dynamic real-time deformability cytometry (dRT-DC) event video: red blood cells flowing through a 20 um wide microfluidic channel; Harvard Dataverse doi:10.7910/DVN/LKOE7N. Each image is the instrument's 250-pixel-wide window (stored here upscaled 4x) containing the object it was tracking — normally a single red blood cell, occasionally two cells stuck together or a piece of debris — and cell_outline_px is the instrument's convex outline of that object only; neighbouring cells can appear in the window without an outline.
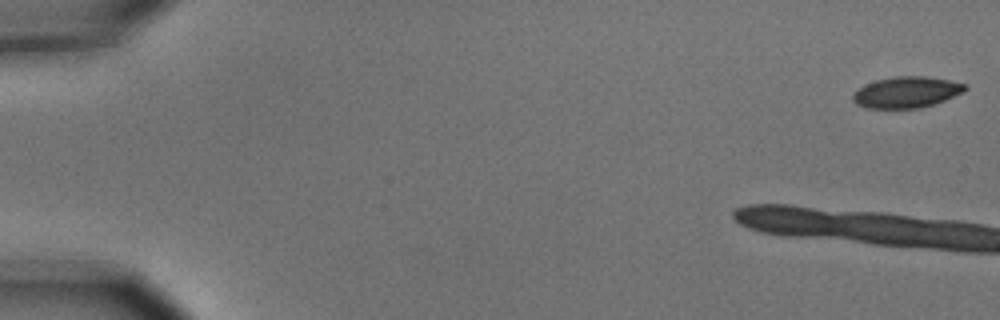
{"species": "common noctule bat (a hibernating species)", "species_latin": "Nyctalus noctula", "temperature_condition": "cold", "stored_images_in_passage": 11, "camera_frame_rate_fps": 3000, "um_per_image_px": 0.085, "animal": {"sex": "male", "body_mass_g": 15.6}, "frame": {"image": 1, "passage_image": 1, "time_ms": 0.0, "image_size_px": [1000, 320], "cell_outline_px": [[968, 88], [964, 92], [944, 100], [920, 108], [868, 108], [856, 104], [852, 100], [852, 96], [864, 84], [876, 80], [896, 76], [924, 76], [948, 80], [968, 84]], "centroid_in_image_um": [77.07, 7.83], "position_along_channel_um": 7.9, "area_um2": 20.29}}
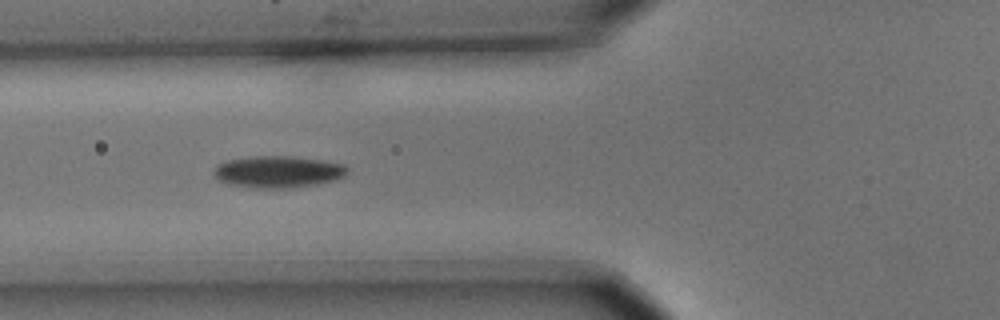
{"frame": {"image": 2, "passage_image": 8, "time_ms": 2.333, "image_size_px": [1000, 320], "cell_outline_px": [[348, 172], [344, 176], [320, 184], [288, 188], [252, 188], [228, 184], [216, 180], [212, 172], [216, 164], [228, 160], [248, 156], [288, 156], [320, 160], [344, 164], [348, 168]], "centroid_in_image_um": [23.57, 14.61], "position_along_channel_um": 102.2, "area_um2": 25.03}}
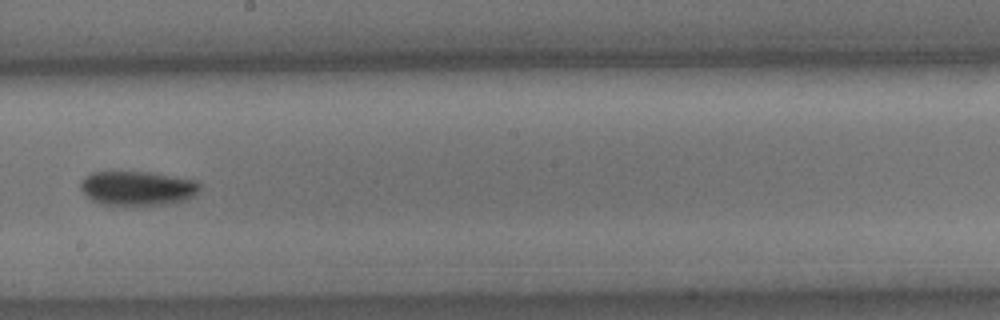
{"frame": {"image": 3, "passage_image": 11, "time_ms": 3.333, "image_size_px": [1000, 320], "cell_outline_px": [[200, 188], [192, 196], [184, 200], [172, 204], [128, 208], [124, 208], [104, 204], [92, 200], [80, 188], [80, 180], [88, 172], [152, 172], [196, 180], [200, 184]], "centroid_in_image_um": [11.66, 16.03], "position_along_channel_um": 236.5, "area_um2": 24.74}}